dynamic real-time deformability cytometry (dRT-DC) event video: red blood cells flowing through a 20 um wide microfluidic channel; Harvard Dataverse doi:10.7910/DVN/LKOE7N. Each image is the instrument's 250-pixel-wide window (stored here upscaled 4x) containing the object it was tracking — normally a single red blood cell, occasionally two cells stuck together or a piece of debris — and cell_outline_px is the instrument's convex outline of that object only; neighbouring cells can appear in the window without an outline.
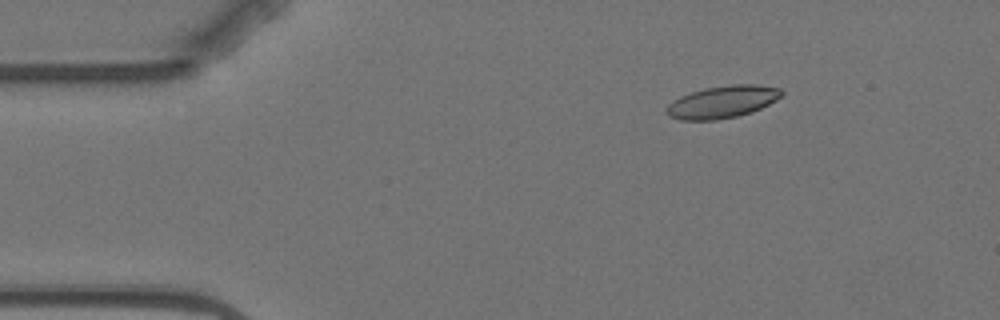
{"species": "Egyptian fruit bat (a non-hibernating species)", "species_latin": "Rousettus aegyptiacus", "temperature_condition": "warm", "stored_images_in_passage": 3, "camera_frame_rate_fps": 3000, "um_per_image_px": 0.085, "animal": {"sex": "female"}, "frame": {"image": 1, "passage_image": 1, "time_ms": 0.0, "image_size_px": [1000, 320], "cell_outline_px": [[784, 92], [776, 100], [752, 112], [736, 116], [716, 120], [680, 120], [668, 116], [664, 112], [664, 108], [672, 100], [680, 96], [704, 88], [732, 84], [752, 84], [780, 88]], "centroid_in_image_um": [61.35, 8.66], "position_along_channel_um": 23.7, "area_um2": 21.73}}